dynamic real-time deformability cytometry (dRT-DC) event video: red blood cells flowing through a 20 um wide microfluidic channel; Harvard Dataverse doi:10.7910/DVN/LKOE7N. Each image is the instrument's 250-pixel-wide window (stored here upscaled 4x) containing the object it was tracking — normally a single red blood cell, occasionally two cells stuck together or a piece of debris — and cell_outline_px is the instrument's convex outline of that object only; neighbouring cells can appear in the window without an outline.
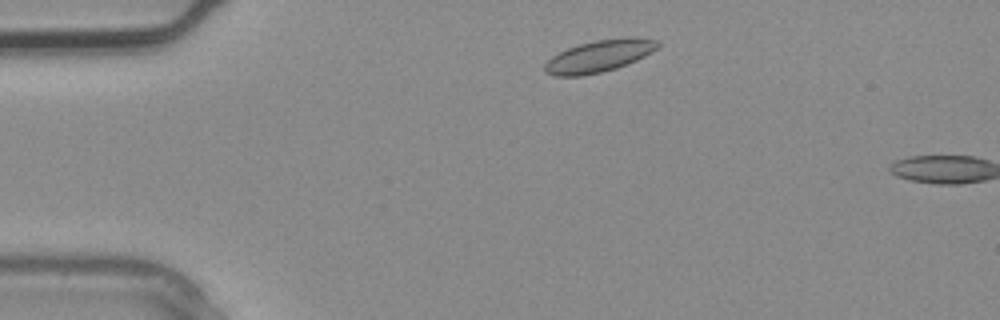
{"species": "common noctule bat (a hibernating species)", "species_latin": "Nyctalus noctula", "temperature_condition": "warm", "stored_images_in_passage": 2, "camera_frame_rate_fps": 3000, "um_per_image_px": 0.085, "animal": {"sex": "male", "body_mass_g": 20.4}, "frame": {"image": 1, "passage_image": 1, "time_ms": 0.0, "image_size_px": [1000, 320], "cell_outline_px": [[660, 44], [652, 52], [628, 64], [616, 68], [600, 72], [580, 76], [552, 76], [544, 72], [544, 64], [552, 56], [568, 48], [580, 44], [596, 40], [636, 36], [656, 40]], "centroid_in_image_um": [50.92, 4.77], "position_along_channel_um": 34.1, "area_um2": 20.98}}